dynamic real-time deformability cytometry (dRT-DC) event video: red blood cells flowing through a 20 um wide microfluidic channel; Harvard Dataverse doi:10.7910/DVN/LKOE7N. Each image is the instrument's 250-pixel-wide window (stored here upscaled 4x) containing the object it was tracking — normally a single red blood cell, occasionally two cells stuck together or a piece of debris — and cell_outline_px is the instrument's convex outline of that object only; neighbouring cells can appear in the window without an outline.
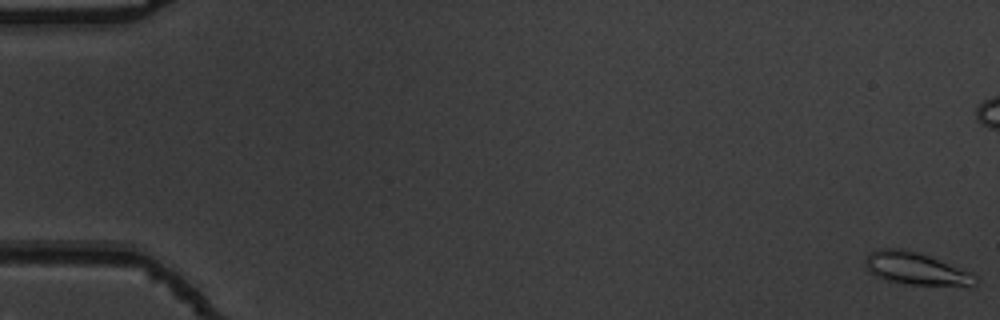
{"species": "common noctule bat (a hibernating species)", "species_latin": "Nyctalus noctula", "temperature_condition": "warm", "stored_images_in_passage": 6, "camera_frame_rate_fps": 3000, "um_per_image_px": 0.085, "animal": {"sex": "male", "body_mass_g": 19.5, "forearm_length_mm": 54.6}, "frame": {"image": 1, "passage_image": 1, "time_ms": 0.0, "image_size_px": [1000, 320], "cell_outline_px": [[976, 284], [908, 284], [884, 280], [868, 272], [864, 264], [864, 260], [868, 252], [876, 248], [900, 248], [916, 252], [928, 256], [972, 272], [976, 276]], "centroid_in_image_um": [77.72, 22.8], "position_along_channel_um": 7.3, "area_um2": 20.46}}